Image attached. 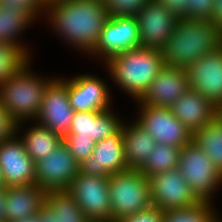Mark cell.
<instances>
[{"label": "cell", "instance_id": "cell-3", "mask_svg": "<svg viewBox=\"0 0 222 222\" xmlns=\"http://www.w3.org/2000/svg\"><path fill=\"white\" fill-rule=\"evenodd\" d=\"M222 46V30L212 21L179 18L161 49L165 65L188 69L196 60Z\"/></svg>", "mask_w": 222, "mask_h": 222}, {"label": "cell", "instance_id": "cell-40", "mask_svg": "<svg viewBox=\"0 0 222 222\" xmlns=\"http://www.w3.org/2000/svg\"><path fill=\"white\" fill-rule=\"evenodd\" d=\"M16 222H38V215L36 213L35 215L32 216L22 217L20 220Z\"/></svg>", "mask_w": 222, "mask_h": 222}, {"label": "cell", "instance_id": "cell-23", "mask_svg": "<svg viewBox=\"0 0 222 222\" xmlns=\"http://www.w3.org/2000/svg\"><path fill=\"white\" fill-rule=\"evenodd\" d=\"M15 133L22 139L27 154L34 162L48 157L63 143V137L35 121L17 123Z\"/></svg>", "mask_w": 222, "mask_h": 222}, {"label": "cell", "instance_id": "cell-31", "mask_svg": "<svg viewBox=\"0 0 222 222\" xmlns=\"http://www.w3.org/2000/svg\"><path fill=\"white\" fill-rule=\"evenodd\" d=\"M63 143L79 164L92 155L95 147V142L90 136L66 135L63 137Z\"/></svg>", "mask_w": 222, "mask_h": 222}, {"label": "cell", "instance_id": "cell-37", "mask_svg": "<svg viewBox=\"0 0 222 222\" xmlns=\"http://www.w3.org/2000/svg\"><path fill=\"white\" fill-rule=\"evenodd\" d=\"M37 215L38 222H58V215L46 203L43 204Z\"/></svg>", "mask_w": 222, "mask_h": 222}, {"label": "cell", "instance_id": "cell-38", "mask_svg": "<svg viewBox=\"0 0 222 222\" xmlns=\"http://www.w3.org/2000/svg\"><path fill=\"white\" fill-rule=\"evenodd\" d=\"M212 22L215 23L222 30V0L214 1Z\"/></svg>", "mask_w": 222, "mask_h": 222}, {"label": "cell", "instance_id": "cell-34", "mask_svg": "<svg viewBox=\"0 0 222 222\" xmlns=\"http://www.w3.org/2000/svg\"><path fill=\"white\" fill-rule=\"evenodd\" d=\"M164 212L158 207L151 206L147 210L137 212L135 215L128 216L115 222H162Z\"/></svg>", "mask_w": 222, "mask_h": 222}, {"label": "cell", "instance_id": "cell-27", "mask_svg": "<svg viewBox=\"0 0 222 222\" xmlns=\"http://www.w3.org/2000/svg\"><path fill=\"white\" fill-rule=\"evenodd\" d=\"M221 205L200 201L194 206L164 212L162 222H216Z\"/></svg>", "mask_w": 222, "mask_h": 222}, {"label": "cell", "instance_id": "cell-21", "mask_svg": "<svg viewBox=\"0 0 222 222\" xmlns=\"http://www.w3.org/2000/svg\"><path fill=\"white\" fill-rule=\"evenodd\" d=\"M36 25L23 10L0 6V42L20 47L31 59L38 58V51L29 35L28 40L26 33L29 31L31 34L33 30L30 29L36 28Z\"/></svg>", "mask_w": 222, "mask_h": 222}, {"label": "cell", "instance_id": "cell-2", "mask_svg": "<svg viewBox=\"0 0 222 222\" xmlns=\"http://www.w3.org/2000/svg\"><path fill=\"white\" fill-rule=\"evenodd\" d=\"M164 65L161 50L138 47L109 58L101 66L108 72L114 99L120 93L119 97L132 104L143 96Z\"/></svg>", "mask_w": 222, "mask_h": 222}, {"label": "cell", "instance_id": "cell-9", "mask_svg": "<svg viewBox=\"0 0 222 222\" xmlns=\"http://www.w3.org/2000/svg\"><path fill=\"white\" fill-rule=\"evenodd\" d=\"M138 47L140 38L136 17H110L94 50L83 61L101 66L109 58Z\"/></svg>", "mask_w": 222, "mask_h": 222}, {"label": "cell", "instance_id": "cell-11", "mask_svg": "<svg viewBox=\"0 0 222 222\" xmlns=\"http://www.w3.org/2000/svg\"><path fill=\"white\" fill-rule=\"evenodd\" d=\"M90 221L111 222L109 177L79 172L67 190Z\"/></svg>", "mask_w": 222, "mask_h": 222}, {"label": "cell", "instance_id": "cell-4", "mask_svg": "<svg viewBox=\"0 0 222 222\" xmlns=\"http://www.w3.org/2000/svg\"><path fill=\"white\" fill-rule=\"evenodd\" d=\"M36 58L32 59L16 75L0 85V103L10 118L17 124L35 121L48 84L58 72H45L36 69ZM57 73V74H56Z\"/></svg>", "mask_w": 222, "mask_h": 222}, {"label": "cell", "instance_id": "cell-42", "mask_svg": "<svg viewBox=\"0 0 222 222\" xmlns=\"http://www.w3.org/2000/svg\"><path fill=\"white\" fill-rule=\"evenodd\" d=\"M60 1H66V0H46L48 5H51V4L55 3V2H60Z\"/></svg>", "mask_w": 222, "mask_h": 222}, {"label": "cell", "instance_id": "cell-5", "mask_svg": "<svg viewBox=\"0 0 222 222\" xmlns=\"http://www.w3.org/2000/svg\"><path fill=\"white\" fill-rule=\"evenodd\" d=\"M178 169L200 201L219 205V196L222 197V173L192 141L181 149Z\"/></svg>", "mask_w": 222, "mask_h": 222}, {"label": "cell", "instance_id": "cell-43", "mask_svg": "<svg viewBox=\"0 0 222 222\" xmlns=\"http://www.w3.org/2000/svg\"><path fill=\"white\" fill-rule=\"evenodd\" d=\"M216 222H222V209H221V211H220V213H219V215L217 217Z\"/></svg>", "mask_w": 222, "mask_h": 222}, {"label": "cell", "instance_id": "cell-20", "mask_svg": "<svg viewBox=\"0 0 222 222\" xmlns=\"http://www.w3.org/2000/svg\"><path fill=\"white\" fill-rule=\"evenodd\" d=\"M173 115L193 134L218 115V107L198 91L188 89L170 107Z\"/></svg>", "mask_w": 222, "mask_h": 222}, {"label": "cell", "instance_id": "cell-30", "mask_svg": "<svg viewBox=\"0 0 222 222\" xmlns=\"http://www.w3.org/2000/svg\"><path fill=\"white\" fill-rule=\"evenodd\" d=\"M0 6H6L12 10H23L37 26L39 24L42 26L48 4L46 0H0Z\"/></svg>", "mask_w": 222, "mask_h": 222}, {"label": "cell", "instance_id": "cell-18", "mask_svg": "<svg viewBox=\"0 0 222 222\" xmlns=\"http://www.w3.org/2000/svg\"><path fill=\"white\" fill-rule=\"evenodd\" d=\"M187 73L190 89L201 93L219 109L222 105V46L196 60Z\"/></svg>", "mask_w": 222, "mask_h": 222}, {"label": "cell", "instance_id": "cell-24", "mask_svg": "<svg viewBox=\"0 0 222 222\" xmlns=\"http://www.w3.org/2000/svg\"><path fill=\"white\" fill-rule=\"evenodd\" d=\"M127 117L122 125L125 159L128 169H139L154 151L156 141L131 115Z\"/></svg>", "mask_w": 222, "mask_h": 222}, {"label": "cell", "instance_id": "cell-35", "mask_svg": "<svg viewBox=\"0 0 222 222\" xmlns=\"http://www.w3.org/2000/svg\"><path fill=\"white\" fill-rule=\"evenodd\" d=\"M16 131V123L0 103V142L10 138Z\"/></svg>", "mask_w": 222, "mask_h": 222}, {"label": "cell", "instance_id": "cell-6", "mask_svg": "<svg viewBox=\"0 0 222 222\" xmlns=\"http://www.w3.org/2000/svg\"><path fill=\"white\" fill-rule=\"evenodd\" d=\"M111 221L135 215L152 206L148 177L138 169L109 176Z\"/></svg>", "mask_w": 222, "mask_h": 222}, {"label": "cell", "instance_id": "cell-25", "mask_svg": "<svg viewBox=\"0 0 222 222\" xmlns=\"http://www.w3.org/2000/svg\"><path fill=\"white\" fill-rule=\"evenodd\" d=\"M192 142L201 148L222 173V117L217 115L192 134Z\"/></svg>", "mask_w": 222, "mask_h": 222}, {"label": "cell", "instance_id": "cell-28", "mask_svg": "<svg viewBox=\"0 0 222 222\" xmlns=\"http://www.w3.org/2000/svg\"><path fill=\"white\" fill-rule=\"evenodd\" d=\"M181 149L166 144H156L154 151L138 170L150 177L160 172L178 168Z\"/></svg>", "mask_w": 222, "mask_h": 222}, {"label": "cell", "instance_id": "cell-10", "mask_svg": "<svg viewBox=\"0 0 222 222\" xmlns=\"http://www.w3.org/2000/svg\"><path fill=\"white\" fill-rule=\"evenodd\" d=\"M74 114L68 95V76L60 72L48 84L35 122L64 137L70 131Z\"/></svg>", "mask_w": 222, "mask_h": 222}, {"label": "cell", "instance_id": "cell-19", "mask_svg": "<svg viewBox=\"0 0 222 222\" xmlns=\"http://www.w3.org/2000/svg\"><path fill=\"white\" fill-rule=\"evenodd\" d=\"M118 107L121 108L115 104L104 111H75L68 135L90 136L98 142L115 134L126 120V114L122 115Z\"/></svg>", "mask_w": 222, "mask_h": 222}, {"label": "cell", "instance_id": "cell-45", "mask_svg": "<svg viewBox=\"0 0 222 222\" xmlns=\"http://www.w3.org/2000/svg\"><path fill=\"white\" fill-rule=\"evenodd\" d=\"M94 1H97V2H100V3H104V4H106L108 2V0H94Z\"/></svg>", "mask_w": 222, "mask_h": 222}, {"label": "cell", "instance_id": "cell-22", "mask_svg": "<svg viewBox=\"0 0 222 222\" xmlns=\"http://www.w3.org/2000/svg\"><path fill=\"white\" fill-rule=\"evenodd\" d=\"M46 194L36 184L6 187L5 222H16L22 217L35 215L45 203Z\"/></svg>", "mask_w": 222, "mask_h": 222}, {"label": "cell", "instance_id": "cell-12", "mask_svg": "<svg viewBox=\"0 0 222 222\" xmlns=\"http://www.w3.org/2000/svg\"><path fill=\"white\" fill-rule=\"evenodd\" d=\"M152 206L163 212L183 209L200 202L178 168L148 177Z\"/></svg>", "mask_w": 222, "mask_h": 222}, {"label": "cell", "instance_id": "cell-1", "mask_svg": "<svg viewBox=\"0 0 222 222\" xmlns=\"http://www.w3.org/2000/svg\"><path fill=\"white\" fill-rule=\"evenodd\" d=\"M109 18L104 3L66 0L48 5L42 27L72 54L86 58L97 45Z\"/></svg>", "mask_w": 222, "mask_h": 222}, {"label": "cell", "instance_id": "cell-17", "mask_svg": "<svg viewBox=\"0 0 222 222\" xmlns=\"http://www.w3.org/2000/svg\"><path fill=\"white\" fill-rule=\"evenodd\" d=\"M188 89L187 69L164 65L143 96L133 103L170 108Z\"/></svg>", "mask_w": 222, "mask_h": 222}, {"label": "cell", "instance_id": "cell-13", "mask_svg": "<svg viewBox=\"0 0 222 222\" xmlns=\"http://www.w3.org/2000/svg\"><path fill=\"white\" fill-rule=\"evenodd\" d=\"M35 184L44 191H67L79 173V163L62 143L48 157L35 162Z\"/></svg>", "mask_w": 222, "mask_h": 222}, {"label": "cell", "instance_id": "cell-33", "mask_svg": "<svg viewBox=\"0 0 222 222\" xmlns=\"http://www.w3.org/2000/svg\"><path fill=\"white\" fill-rule=\"evenodd\" d=\"M215 0H189L187 19L212 21Z\"/></svg>", "mask_w": 222, "mask_h": 222}, {"label": "cell", "instance_id": "cell-39", "mask_svg": "<svg viewBox=\"0 0 222 222\" xmlns=\"http://www.w3.org/2000/svg\"><path fill=\"white\" fill-rule=\"evenodd\" d=\"M6 200V188L0 190V222H5L4 204Z\"/></svg>", "mask_w": 222, "mask_h": 222}, {"label": "cell", "instance_id": "cell-29", "mask_svg": "<svg viewBox=\"0 0 222 222\" xmlns=\"http://www.w3.org/2000/svg\"><path fill=\"white\" fill-rule=\"evenodd\" d=\"M31 60L20 47L0 42V85L16 75Z\"/></svg>", "mask_w": 222, "mask_h": 222}, {"label": "cell", "instance_id": "cell-7", "mask_svg": "<svg viewBox=\"0 0 222 222\" xmlns=\"http://www.w3.org/2000/svg\"><path fill=\"white\" fill-rule=\"evenodd\" d=\"M97 67L99 72L103 70L102 73L91 70L92 72L66 74L70 104L75 111H104L117 103L111 91L108 72L102 66L101 69L100 66Z\"/></svg>", "mask_w": 222, "mask_h": 222}, {"label": "cell", "instance_id": "cell-41", "mask_svg": "<svg viewBox=\"0 0 222 222\" xmlns=\"http://www.w3.org/2000/svg\"><path fill=\"white\" fill-rule=\"evenodd\" d=\"M6 188V185L4 184L3 178H2V173L0 169V190Z\"/></svg>", "mask_w": 222, "mask_h": 222}, {"label": "cell", "instance_id": "cell-14", "mask_svg": "<svg viewBox=\"0 0 222 222\" xmlns=\"http://www.w3.org/2000/svg\"><path fill=\"white\" fill-rule=\"evenodd\" d=\"M140 47L161 50L174 32L179 17L156 0H150L136 15Z\"/></svg>", "mask_w": 222, "mask_h": 222}, {"label": "cell", "instance_id": "cell-36", "mask_svg": "<svg viewBox=\"0 0 222 222\" xmlns=\"http://www.w3.org/2000/svg\"><path fill=\"white\" fill-rule=\"evenodd\" d=\"M164 8L170 10L179 18H186V11L189 8V0H156Z\"/></svg>", "mask_w": 222, "mask_h": 222}, {"label": "cell", "instance_id": "cell-16", "mask_svg": "<svg viewBox=\"0 0 222 222\" xmlns=\"http://www.w3.org/2000/svg\"><path fill=\"white\" fill-rule=\"evenodd\" d=\"M35 162L14 133L0 142V169L6 187L35 184Z\"/></svg>", "mask_w": 222, "mask_h": 222}, {"label": "cell", "instance_id": "cell-26", "mask_svg": "<svg viewBox=\"0 0 222 222\" xmlns=\"http://www.w3.org/2000/svg\"><path fill=\"white\" fill-rule=\"evenodd\" d=\"M45 203L58 215V222H90L68 191H49Z\"/></svg>", "mask_w": 222, "mask_h": 222}, {"label": "cell", "instance_id": "cell-15", "mask_svg": "<svg viewBox=\"0 0 222 222\" xmlns=\"http://www.w3.org/2000/svg\"><path fill=\"white\" fill-rule=\"evenodd\" d=\"M123 126L113 135L95 142L92 155L81 164L79 172L87 175L109 177L128 170L122 135Z\"/></svg>", "mask_w": 222, "mask_h": 222}, {"label": "cell", "instance_id": "cell-44", "mask_svg": "<svg viewBox=\"0 0 222 222\" xmlns=\"http://www.w3.org/2000/svg\"><path fill=\"white\" fill-rule=\"evenodd\" d=\"M218 115L222 117V105L218 109Z\"/></svg>", "mask_w": 222, "mask_h": 222}, {"label": "cell", "instance_id": "cell-32", "mask_svg": "<svg viewBox=\"0 0 222 222\" xmlns=\"http://www.w3.org/2000/svg\"><path fill=\"white\" fill-rule=\"evenodd\" d=\"M150 0H108L105 4L110 17H136Z\"/></svg>", "mask_w": 222, "mask_h": 222}, {"label": "cell", "instance_id": "cell-46", "mask_svg": "<svg viewBox=\"0 0 222 222\" xmlns=\"http://www.w3.org/2000/svg\"><path fill=\"white\" fill-rule=\"evenodd\" d=\"M90 222H109V221H90Z\"/></svg>", "mask_w": 222, "mask_h": 222}, {"label": "cell", "instance_id": "cell-8", "mask_svg": "<svg viewBox=\"0 0 222 222\" xmlns=\"http://www.w3.org/2000/svg\"><path fill=\"white\" fill-rule=\"evenodd\" d=\"M133 104L132 111L135 113L132 112L131 116L154 138L156 144L183 148L192 141L191 132L173 115L171 108Z\"/></svg>", "mask_w": 222, "mask_h": 222}]
</instances>
